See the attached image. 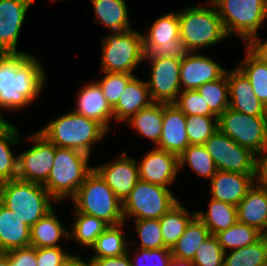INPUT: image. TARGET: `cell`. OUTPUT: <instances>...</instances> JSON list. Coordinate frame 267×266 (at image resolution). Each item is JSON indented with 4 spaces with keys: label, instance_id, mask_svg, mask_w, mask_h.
<instances>
[{
    "label": "cell",
    "instance_id": "obj_1",
    "mask_svg": "<svg viewBox=\"0 0 267 266\" xmlns=\"http://www.w3.org/2000/svg\"><path fill=\"white\" fill-rule=\"evenodd\" d=\"M45 75L29 53H0V108L11 111L29 106L44 87ZM0 121L7 120L0 115Z\"/></svg>",
    "mask_w": 267,
    "mask_h": 266
},
{
    "label": "cell",
    "instance_id": "obj_2",
    "mask_svg": "<svg viewBox=\"0 0 267 266\" xmlns=\"http://www.w3.org/2000/svg\"><path fill=\"white\" fill-rule=\"evenodd\" d=\"M38 132L59 148L80 150L90 156L92 146L105 137L107 130L96 120L70 111Z\"/></svg>",
    "mask_w": 267,
    "mask_h": 266
},
{
    "label": "cell",
    "instance_id": "obj_3",
    "mask_svg": "<svg viewBox=\"0 0 267 266\" xmlns=\"http://www.w3.org/2000/svg\"><path fill=\"white\" fill-rule=\"evenodd\" d=\"M89 158L88 154L80 150L55 146L53 167L43 184L54 201L76 195L78 188L94 170V167L89 166Z\"/></svg>",
    "mask_w": 267,
    "mask_h": 266
},
{
    "label": "cell",
    "instance_id": "obj_4",
    "mask_svg": "<svg viewBox=\"0 0 267 266\" xmlns=\"http://www.w3.org/2000/svg\"><path fill=\"white\" fill-rule=\"evenodd\" d=\"M70 199L73 200L75 212L92 215L108 225L124 222L123 203L95 170Z\"/></svg>",
    "mask_w": 267,
    "mask_h": 266
},
{
    "label": "cell",
    "instance_id": "obj_5",
    "mask_svg": "<svg viewBox=\"0 0 267 266\" xmlns=\"http://www.w3.org/2000/svg\"><path fill=\"white\" fill-rule=\"evenodd\" d=\"M193 6L178 12L180 38L189 52H196L217 44L227 38L223 23L216 7Z\"/></svg>",
    "mask_w": 267,
    "mask_h": 266
},
{
    "label": "cell",
    "instance_id": "obj_6",
    "mask_svg": "<svg viewBox=\"0 0 267 266\" xmlns=\"http://www.w3.org/2000/svg\"><path fill=\"white\" fill-rule=\"evenodd\" d=\"M51 200L42 184L16 178L5 182L1 203L31 227L53 209Z\"/></svg>",
    "mask_w": 267,
    "mask_h": 266
},
{
    "label": "cell",
    "instance_id": "obj_7",
    "mask_svg": "<svg viewBox=\"0 0 267 266\" xmlns=\"http://www.w3.org/2000/svg\"><path fill=\"white\" fill-rule=\"evenodd\" d=\"M228 36L238 35L247 43L257 35L267 18V0H210Z\"/></svg>",
    "mask_w": 267,
    "mask_h": 266
},
{
    "label": "cell",
    "instance_id": "obj_8",
    "mask_svg": "<svg viewBox=\"0 0 267 266\" xmlns=\"http://www.w3.org/2000/svg\"><path fill=\"white\" fill-rule=\"evenodd\" d=\"M143 34L134 30L114 31L102 41L101 72L133 74L145 60Z\"/></svg>",
    "mask_w": 267,
    "mask_h": 266
},
{
    "label": "cell",
    "instance_id": "obj_9",
    "mask_svg": "<svg viewBox=\"0 0 267 266\" xmlns=\"http://www.w3.org/2000/svg\"><path fill=\"white\" fill-rule=\"evenodd\" d=\"M148 32L142 35L144 59L172 58L183 60L189 50L180 38L178 13L157 18Z\"/></svg>",
    "mask_w": 267,
    "mask_h": 266
},
{
    "label": "cell",
    "instance_id": "obj_10",
    "mask_svg": "<svg viewBox=\"0 0 267 266\" xmlns=\"http://www.w3.org/2000/svg\"><path fill=\"white\" fill-rule=\"evenodd\" d=\"M177 202L168 187L140 180L123 202L124 222L127 216L135 220L160 219Z\"/></svg>",
    "mask_w": 267,
    "mask_h": 266
},
{
    "label": "cell",
    "instance_id": "obj_11",
    "mask_svg": "<svg viewBox=\"0 0 267 266\" xmlns=\"http://www.w3.org/2000/svg\"><path fill=\"white\" fill-rule=\"evenodd\" d=\"M219 130L255 154L267 149V117L251 116L226 109L218 117Z\"/></svg>",
    "mask_w": 267,
    "mask_h": 266
},
{
    "label": "cell",
    "instance_id": "obj_12",
    "mask_svg": "<svg viewBox=\"0 0 267 266\" xmlns=\"http://www.w3.org/2000/svg\"><path fill=\"white\" fill-rule=\"evenodd\" d=\"M203 146L212 157L218 170L255 174L257 154L240 146L220 130L216 131Z\"/></svg>",
    "mask_w": 267,
    "mask_h": 266
},
{
    "label": "cell",
    "instance_id": "obj_13",
    "mask_svg": "<svg viewBox=\"0 0 267 266\" xmlns=\"http://www.w3.org/2000/svg\"><path fill=\"white\" fill-rule=\"evenodd\" d=\"M28 140L35 144L18 155L17 178L43 185L53 167L55 145L38 131L31 135Z\"/></svg>",
    "mask_w": 267,
    "mask_h": 266
},
{
    "label": "cell",
    "instance_id": "obj_14",
    "mask_svg": "<svg viewBox=\"0 0 267 266\" xmlns=\"http://www.w3.org/2000/svg\"><path fill=\"white\" fill-rule=\"evenodd\" d=\"M151 65L147 86L153 102L174 103L182 91L180 85L181 60L172 58L148 59Z\"/></svg>",
    "mask_w": 267,
    "mask_h": 266
},
{
    "label": "cell",
    "instance_id": "obj_15",
    "mask_svg": "<svg viewBox=\"0 0 267 266\" xmlns=\"http://www.w3.org/2000/svg\"><path fill=\"white\" fill-rule=\"evenodd\" d=\"M121 155L116 161L95 166L94 170L123 203L140 181V177L136 160L126 156L125 152Z\"/></svg>",
    "mask_w": 267,
    "mask_h": 266
},
{
    "label": "cell",
    "instance_id": "obj_16",
    "mask_svg": "<svg viewBox=\"0 0 267 266\" xmlns=\"http://www.w3.org/2000/svg\"><path fill=\"white\" fill-rule=\"evenodd\" d=\"M34 0H0V53H18L19 33Z\"/></svg>",
    "mask_w": 267,
    "mask_h": 266
},
{
    "label": "cell",
    "instance_id": "obj_17",
    "mask_svg": "<svg viewBox=\"0 0 267 266\" xmlns=\"http://www.w3.org/2000/svg\"><path fill=\"white\" fill-rule=\"evenodd\" d=\"M137 164L141 181L163 187L171 185L179 172L178 156L157 147Z\"/></svg>",
    "mask_w": 267,
    "mask_h": 266
},
{
    "label": "cell",
    "instance_id": "obj_18",
    "mask_svg": "<svg viewBox=\"0 0 267 266\" xmlns=\"http://www.w3.org/2000/svg\"><path fill=\"white\" fill-rule=\"evenodd\" d=\"M226 70L212 58L189 52L181 60L180 85L182 90H196L201 85L222 78Z\"/></svg>",
    "mask_w": 267,
    "mask_h": 266
},
{
    "label": "cell",
    "instance_id": "obj_19",
    "mask_svg": "<svg viewBox=\"0 0 267 266\" xmlns=\"http://www.w3.org/2000/svg\"><path fill=\"white\" fill-rule=\"evenodd\" d=\"M227 73L229 108L251 116L266 117V106L257 98L249 79L236 66Z\"/></svg>",
    "mask_w": 267,
    "mask_h": 266
},
{
    "label": "cell",
    "instance_id": "obj_20",
    "mask_svg": "<svg viewBox=\"0 0 267 266\" xmlns=\"http://www.w3.org/2000/svg\"><path fill=\"white\" fill-rule=\"evenodd\" d=\"M189 145L186 115L173 103H163V127L157 148L179 156Z\"/></svg>",
    "mask_w": 267,
    "mask_h": 266
},
{
    "label": "cell",
    "instance_id": "obj_21",
    "mask_svg": "<svg viewBox=\"0 0 267 266\" xmlns=\"http://www.w3.org/2000/svg\"><path fill=\"white\" fill-rule=\"evenodd\" d=\"M254 176L218 170L210 180L211 198L237 206L255 184Z\"/></svg>",
    "mask_w": 267,
    "mask_h": 266
},
{
    "label": "cell",
    "instance_id": "obj_22",
    "mask_svg": "<svg viewBox=\"0 0 267 266\" xmlns=\"http://www.w3.org/2000/svg\"><path fill=\"white\" fill-rule=\"evenodd\" d=\"M76 109L73 111L86 118L96 120L109 131L113 109L107 103L102 89L96 81L84 85L77 95Z\"/></svg>",
    "mask_w": 267,
    "mask_h": 266
},
{
    "label": "cell",
    "instance_id": "obj_23",
    "mask_svg": "<svg viewBox=\"0 0 267 266\" xmlns=\"http://www.w3.org/2000/svg\"><path fill=\"white\" fill-rule=\"evenodd\" d=\"M152 103L146 81L134 76L127 83L117 105L113 108V119L118 122L127 121Z\"/></svg>",
    "mask_w": 267,
    "mask_h": 266
},
{
    "label": "cell",
    "instance_id": "obj_24",
    "mask_svg": "<svg viewBox=\"0 0 267 266\" xmlns=\"http://www.w3.org/2000/svg\"><path fill=\"white\" fill-rule=\"evenodd\" d=\"M30 246V227L0 203V252Z\"/></svg>",
    "mask_w": 267,
    "mask_h": 266
},
{
    "label": "cell",
    "instance_id": "obj_25",
    "mask_svg": "<svg viewBox=\"0 0 267 266\" xmlns=\"http://www.w3.org/2000/svg\"><path fill=\"white\" fill-rule=\"evenodd\" d=\"M238 221L247 224L263 235L267 231V191L254 184L238 203Z\"/></svg>",
    "mask_w": 267,
    "mask_h": 266
},
{
    "label": "cell",
    "instance_id": "obj_26",
    "mask_svg": "<svg viewBox=\"0 0 267 266\" xmlns=\"http://www.w3.org/2000/svg\"><path fill=\"white\" fill-rule=\"evenodd\" d=\"M54 208L30 227V246L35 248L59 247L58 241L69 239V232L62 226Z\"/></svg>",
    "mask_w": 267,
    "mask_h": 266
},
{
    "label": "cell",
    "instance_id": "obj_27",
    "mask_svg": "<svg viewBox=\"0 0 267 266\" xmlns=\"http://www.w3.org/2000/svg\"><path fill=\"white\" fill-rule=\"evenodd\" d=\"M95 22L114 31H128L130 28L128 8L125 0H91Z\"/></svg>",
    "mask_w": 267,
    "mask_h": 266
},
{
    "label": "cell",
    "instance_id": "obj_28",
    "mask_svg": "<svg viewBox=\"0 0 267 266\" xmlns=\"http://www.w3.org/2000/svg\"><path fill=\"white\" fill-rule=\"evenodd\" d=\"M19 130L8 121H0V177L5 181L17 178L18 156L12 153L11 145H17Z\"/></svg>",
    "mask_w": 267,
    "mask_h": 266
},
{
    "label": "cell",
    "instance_id": "obj_29",
    "mask_svg": "<svg viewBox=\"0 0 267 266\" xmlns=\"http://www.w3.org/2000/svg\"><path fill=\"white\" fill-rule=\"evenodd\" d=\"M138 133L158 145L163 127V103L153 102L126 121Z\"/></svg>",
    "mask_w": 267,
    "mask_h": 266
},
{
    "label": "cell",
    "instance_id": "obj_30",
    "mask_svg": "<svg viewBox=\"0 0 267 266\" xmlns=\"http://www.w3.org/2000/svg\"><path fill=\"white\" fill-rule=\"evenodd\" d=\"M195 216L196 213L189 214L178 201L160 218L161 233L166 248L171 249L176 244Z\"/></svg>",
    "mask_w": 267,
    "mask_h": 266
},
{
    "label": "cell",
    "instance_id": "obj_31",
    "mask_svg": "<svg viewBox=\"0 0 267 266\" xmlns=\"http://www.w3.org/2000/svg\"><path fill=\"white\" fill-rule=\"evenodd\" d=\"M210 235L209 229L195 216L187 225L185 232L171 248L172 257L193 260L199 245Z\"/></svg>",
    "mask_w": 267,
    "mask_h": 266
},
{
    "label": "cell",
    "instance_id": "obj_32",
    "mask_svg": "<svg viewBox=\"0 0 267 266\" xmlns=\"http://www.w3.org/2000/svg\"><path fill=\"white\" fill-rule=\"evenodd\" d=\"M195 213L213 235L226 230L238 221L236 206L212 198L208 211Z\"/></svg>",
    "mask_w": 267,
    "mask_h": 266
},
{
    "label": "cell",
    "instance_id": "obj_33",
    "mask_svg": "<svg viewBox=\"0 0 267 266\" xmlns=\"http://www.w3.org/2000/svg\"><path fill=\"white\" fill-rule=\"evenodd\" d=\"M125 222L118 225H109L101 233L91 247L95 251V256L91 258H108L123 256L127 253V241L124 238L122 227Z\"/></svg>",
    "mask_w": 267,
    "mask_h": 266
},
{
    "label": "cell",
    "instance_id": "obj_34",
    "mask_svg": "<svg viewBox=\"0 0 267 266\" xmlns=\"http://www.w3.org/2000/svg\"><path fill=\"white\" fill-rule=\"evenodd\" d=\"M223 266H267V238L263 235L253 244L224 253Z\"/></svg>",
    "mask_w": 267,
    "mask_h": 266
},
{
    "label": "cell",
    "instance_id": "obj_35",
    "mask_svg": "<svg viewBox=\"0 0 267 266\" xmlns=\"http://www.w3.org/2000/svg\"><path fill=\"white\" fill-rule=\"evenodd\" d=\"M244 63L237 66L249 79L257 98L267 107V63L261 61L247 47Z\"/></svg>",
    "mask_w": 267,
    "mask_h": 266
},
{
    "label": "cell",
    "instance_id": "obj_36",
    "mask_svg": "<svg viewBox=\"0 0 267 266\" xmlns=\"http://www.w3.org/2000/svg\"><path fill=\"white\" fill-rule=\"evenodd\" d=\"M263 234L257 229L237 221L233 226L216 234L218 242L226 253L227 248L236 250L258 241Z\"/></svg>",
    "mask_w": 267,
    "mask_h": 266
},
{
    "label": "cell",
    "instance_id": "obj_37",
    "mask_svg": "<svg viewBox=\"0 0 267 266\" xmlns=\"http://www.w3.org/2000/svg\"><path fill=\"white\" fill-rule=\"evenodd\" d=\"M75 222L69 239H75L84 247H92L96 238L109 226L103 220L92 215L75 212Z\"/></svg>",
    "mask_w": 267,
    "mask_h": 266
},
{
    "label": "cell",
    "instance_id": "obj_38",
    "mask_svg": "<svg viewBox=\"0 0 267 266\" xmlns=\"http://www.w3.org/2000/svg\"><path fill=\"white\" fill-rule=\"evenodd\" d=\"M179 169L188 163L196 174L212 179L218 171L215 162L203 145H189L179 156Z\"/></svg>",
    "mask_w": 267,
    "mask_h": 266
},
{
    "label": "cell",
    "instance_id": "obj_39",
    "mask_svg": "<svg viewBox=\"0 0 267 266\" xmlns=\"http://www.w3.org/2000/svg\"><path fill=\"white\" fill-rule=\"evenodd\" d=\"M196 91L202 95L209 109L216 117H219L229 108L227 73L222 78L201 85Z\"/></svg>",
    "mask_w": 267,
    "mask_h": 266
},
{
    "label": "cell",
    "instance_id": "obj_40",
    "mask_svg": "<svg viewBox=\"0 0 267 266\" xmlns=\"http://www.w3.org/2000/svg\"><path fill=\"white\" fill-rule=\"evenodd\" d=\"M218 130V117L186 116V131L190 145H203Z\"/></svg>",
    "mask_w": 267,
    "mask_h": 266
},
{
    "label": "cell",
    "instance_id": "obj_41",
    "mask_svg": "<svg viewBox=\"0 0 267 266\" xmlns=\"http://www.w3.org/2000/svg\"><path fill=\"white\" fill-rule=\"evenodd\" d=\"M105 76L103 79L96 81L102 89L103 95L107 100V103L113 109L118 101L120 96L127 83L134 77L132 74L127 73H112V72H101Z\"/></svg>",
    "mask_w": 267,
    "mask_h": 266
},
{
    "label": "cell",
    "instance_id": "obj_42",
    "mask_svg": "<svg viewBox=\"0 0 267 266\" xmlns=\"http://www.w3.org/2000/svg\"><path fill=\"white\" fill-rule=\"evenodd\" d=\"M224 253L216 235L211 234L197 248L192 263L194 266H223Z\"/></svg>",
    "mask_w": 267,
    "mask_h": 266
},
{
    "label": "cell",
    "instance_id": "obj_43",
    "mask_svg": "<svg viewBox=\"0 0 267 266\" xmlns=\"http://www.w3.org/2000/svg\"><path fill=\"white\" fill-rule=\"evenodd\" d=\"M136 231L140 238V248H166L161 233L160 219L135 220Z\"/></svg>",
    "mask_w": 267,
    "mask_h": 266
},
{
    "label": "cell",
    "instance_id": "obj_44",
    "mask_svg": "<svg viewBox=\"0 0 267 266\" xmlns=\"http://www.w3.org/2000/svg\"><path fill=\"white\" fill-rule=\"evenodd\" d=\"M173 104L186 116L200 115L216 117L209 109L202 95L196 90H182Z\"/></svg>",
    "mask_w": 267,
    "mask_h": 266
},
{
    "label": "cell",
    "instance_id": "obj_45",
    "mask_svg": "<svg viewBox=\"0 0 267 266\" xmlns=\"http://www.w3.org/2000/svg\"><path fill=\"white\" fill-rule=\"evenodd\" d=\"M131 262V266H169L172 257L171 249L158 248V249H142ZM135 261V262H134ZM134 262V263H133Z\"/></svg>",
    "mask_w": 267,
    "mask_h": 266
},
{
    "label": "cell",
    "instance_id": "obj_46",
    "mask_svg": "<svg viewBox=\"0 0 267 266\" xmlns=\"http://www.w3.org/2000/svg\"><path fill=\"white\" fill-rule=\"evenodd\" d=\"M68 255L61 246L36 248L37 266H60Z\"/></svg>",
    "mask_w": 267,
    "mask_h": 266
},
{
    "label": "cell",
    "instance_id": "obj_47",
    "mask_svg": "<svg viewBox=\"0 0 267 266\" xmlns=\"http://www.w3.org/2000/svg\"><path fill=\"white\" fill-rule=\"evenodd\" d=\"M4 254L8 257L10 266H37L35 247L16 248Z\"/></svg>",
    "mask_w": 267,
    "mask_h": 266
},
{
    "label": "cell",
    "instance_id": "obj_48",
    "mask_svg": "<svg viewBox=\"0 0 267 266\" xmlns=\"http://www.w3.org/2000/svg\"><path fill=\"white\" fill-rule=\"evenodd\" d=\"M254 183L258 188L267 191V149L256 156Z\"/></svg>",
    "mask_w": 267,
    "mask_h": 266
},
{
    "label": "cell",
    "instance_id": "obj_49",
    "mask_svg": "<svg viewBox=\"0 0 267 266\" xmlns=\"http://www.w3.org/2000/svg\"><path fill=\"white\" fill-rule=\"evenodd\" d=\"M246 47L261 61L267 63V40L262 42L258 35H255L246 43Z\"/></svg>",
    "mask_w": 267,
    "mask_h": 266
},
{
    "label": "cell",
    "instance_id": "obj_50",
    "mask_svg": "<svg viewBox=\"0 0 267 266\" xmlns=\"http://www.w3.org/2000/svg\"><path fill=\"white\" fill-rule=\"evenodd\" d=\"M91 259L94 266H131L129 251L123 256Z\"/></svg>",
    "mask_w": 267,
    "mask_h": 266
},
{
    "label": "cell",
    "instance_id": "obj_51",
    "mask_svg": "<svg viewBox=\"0 0 267 266\" xmlns=\"http://www.w3.org/2000/svg\"><path fill=\"white\" fill-rule=\"evenodd\" d=\"M60 266H94V264L91 258L89 261H84L80 259V256L69 254Z\"/></svg>",
    "mask_w": 267,
    "mask_h": 266
},
{
    "label": "cell",
    "instance_id": "obj_52",
    "mask_svg": "<svg viewBox=\"0 0 267 266\" xmlns=\"http://www.w3.org/2000/svg\"><path fill=\"white\" fill-rule=\"evenodd\" d=\"M169 266H194L192 260L172 258Z\"/></svg>",
    "mask_w": 267,
    "mask_h": 266
},
{
    "label": "cell",
    "instance_id": "obj_53",
    "mask_svg": "<svg viewBox=\"0 0 267 266\" xmlns=\"http://www.w3.org/2000/svg\"><path fill=\"white\" fill-rule=\"evenodd\" d=\"M0 266H10V261L4 253L0 254Z\"/></svg>",
    "mask_w": 267,
    "mask_h": 266
},
{
    "label": "cell",
    "instance_id": "obj_54",
    "mask_svg": "<svg viewBox=\"0 0 267 266\" xmlns=\"http://www.w3.org/2000/svg\"><path fill=\"white\" fill-rule=\"evenodd\" d=\"M5 180L0 177V203L2 202V197H3V190H4V185H5Z\"/></svg>",
    "mask_w": 267,
    "mask_h": 266
}]
</instances>
